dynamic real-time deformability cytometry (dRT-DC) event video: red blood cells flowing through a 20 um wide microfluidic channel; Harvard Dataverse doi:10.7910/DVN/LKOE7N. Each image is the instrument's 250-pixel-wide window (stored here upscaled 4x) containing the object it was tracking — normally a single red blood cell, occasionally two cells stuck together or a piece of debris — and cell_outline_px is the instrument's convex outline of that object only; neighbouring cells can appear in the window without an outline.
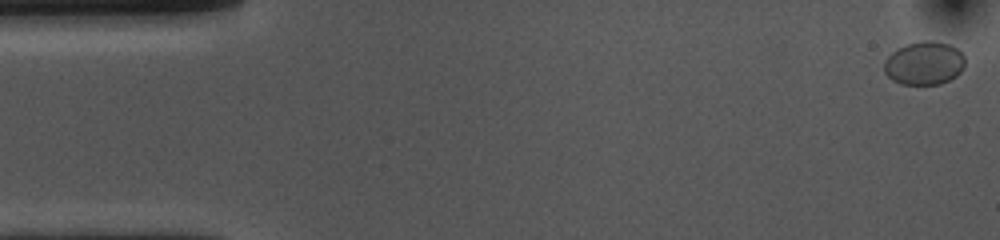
{"species": "common noctule bat (a hibernating species)", "species_latin": "Nyctalus noctula", "temperature_condition": "cold", "stored_images_in_passage": 54, "camera_frame_rate_fps": 3000, "um_per_image_px": 0.085, "animal": {"sex": "female", "body_mass_g": 10.0, "forearm_length_mm": 53.1}, "frame": {"image": 1, "passage_image": 1, "time_ms": 0.0, "image_size_px": [1000, 240], "cell_outline_px": [[964, 68], [956, 76], [940, 84], [900, 84], [892, 80], [884, 72], [884, 60], [896, 48], [908, 44], [924, 40], [932, 40], [948, 44], [956, 48], [964, 56]], "centroid_in_image_um": [78.54, 5.37], "position_along_channel_um": 6.5, "area_um2": 20.46}}
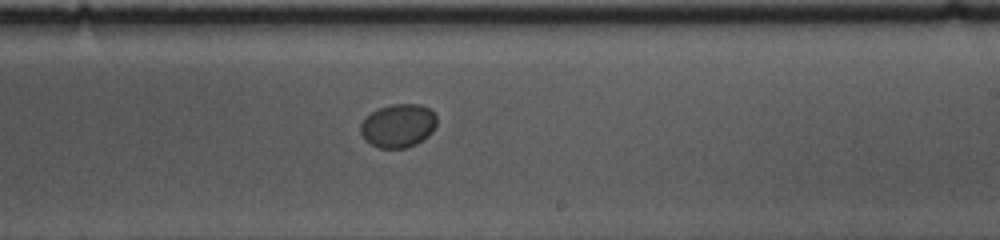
{"frame": {"image": 2, "passage_image": 31, "time_ms": 10.0, "image_size_px": [1000, 240], "cell_outline_px": [[436, 124], [432, 132], [428, 136], [416, 144], [408, 148], [380, 148], [364, 140], [360, 132], [360, 124], [364, 116], [388, 104], [420, 104], [428, 108], [436, 116]], "centroid_in_image_um": [33.82, 10.68], "position_along_channel_um": 255.2, "area_um2": 19.48}}
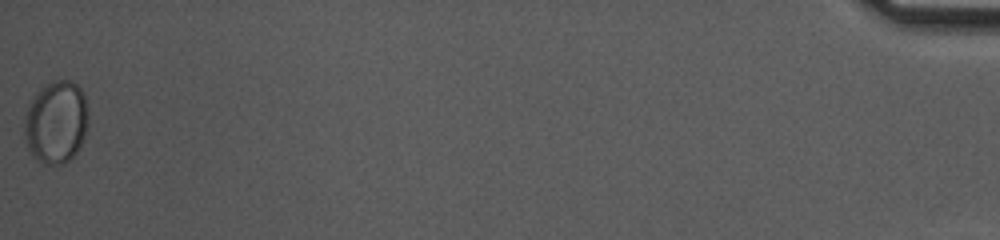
{"frame": {"image": 3, "passage_image": 54, "time_ms": 17.667, "image_size_px": [1000, 240], "cell_outline_px": [[88, 124], [84, 136], [76, 152], [64, 164], [44, 164], [32, 156], [28, 152], [24, 136], [24, 120], [28, 108], [36, 92], [48, 84], [56, 80], [72, 80], [80, 88], [84, 96], [88, 108]], "centroid_in_image_um": [4.76, 10.4], "position_along_channel_um": 430.4, "area_um2": 30.81}}